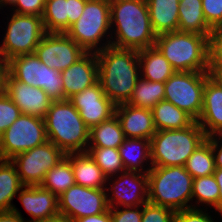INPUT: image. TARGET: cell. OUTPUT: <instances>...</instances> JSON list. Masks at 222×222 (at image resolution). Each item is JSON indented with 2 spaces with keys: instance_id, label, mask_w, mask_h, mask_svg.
<instances>
[{
  "instance_id": "1",
  "label": "cell",
  "mask_w": 222,
  "mask_h": 222,
  "mask_svg": "<svg viewBox=\"0 0 222 222\" xmlns=\"http://www.w3.org/2000/svg\"><path fill=\"white\" fill-rule=\"evenodd\" d=\"M96 56L98 82L104 94L116 106L128 103L140 77L138 50L109 46Z\"/></svg>"
},
{
  "instance_id": "2",
  "label": "cell",
  "mask_w": 222,
  "mask_h": 222,
  "mask_svg": "<svg viewBox=\"0 0 222 222\" xmlns=\"http://www.w3.org/2000/svg\"><path fill=\"white\" fill-rule=\"evenodd\" d=\"M114 26L116 41L111 46L119 49L141 50L155 46L154 33L146 0H110V25Z\"/></svg>"
},
{
  "instance_id": "3",
  "label": "cell",
  "mask_w": 222,
  "mask_h": 222,
  "mask_svg": "<svg viewBox=\"0 0 222 222\" xmlns=\"http://www.w3.org/2000/svg\"><path fill=\"white\" fill-rule=\"evenodd\" d=\"M43 119L48 140L65 154L87 151L90 129L69 99L52 101Z\"/></svg>"
},
{
  "instance_id": "4",
  "label": "cell",
  "mask_w": 222,
  "mask_h": 222,
  "mask_svg": "<svg viewBox=\"0 0 222 222\" xmlns=\"http://www.w3.org/2000/svg\"><path fill=\"white\" fill-rule=\"evenodd\" d=\"M148 176V202L174 211L198 208L192 201L193 177L184 166H152Z\"/></svg>"
},
{
  "instance_id": "5",
  "label": "cell",
  "mask_w": 222,
  "mask_h": 222,
  "mask_svg": "<svg viewBox=\"0 0 222 222\" xmlns=\"http://www.w3.org/2000/svg\"><path fill=\"white\" fill-rule=\"evenodd\" d=\"M210 37L177 30L157 35L155 47L176 71L208 72Z\"/></svg>"
},
{
  "instance_id": "6",
  "label": "cell",
  "mask_w": 222,
  "mask_h": 222,
  "mask_svg": "<svg viewBox=\"0 0 222 222\" xmlns=\"http://www.w3.org/2000/svg\"><path fill=\"white\" fill-rule=\"evenodd\" d=\"M207 139L195 121L184 129L159 130L150 140L151 166H184L189 156Z\"/></svg>"
},
{
  "instance_id": "7",
  "label": "cell",
  "mask_w": 222,
  "mask_h": 222,
  "mask_svg": "<svg viewBox=\"0 0 222 222\" xmlns=\"http://www.w3.org/2000/svg\"><path fill=\"white\" fill-rule=\"evenodd\" d=\"M109 29L110 0H87L80 18L65 33L86 52H98L111 46L108 40L98 47Z\"/></svg>"
},
{
  "instance_id": "8",
  "label": "cell",
  "mask_w": 222,
  "mask_h": 222,
  "mask_svg": "<svg viewBox=\"0 0 222 222\" xmlns=\"http://www.w3.org/2000/svg\"><path fill=\"white\" fill-rule=\"evenodd\" d=\"M8 74L17 81L43 89L53 100H64L61 72L47 67L35 53L8 60Z\"/></svg>"
},
{
  "instance_id": "9",
  "label": "cell",
  "mask_w": 222,
  "mask_h": 222,
  "mask_svg": "<svg viewBox=\"0 0 222 222\" xmlns=\"http://www.w3.org/2000/svg\"><path fill=\"white\" fill-rule=\"evenodd\" d=\"M207 72L176 71L165 82L164 100L186 111L196 121L201 115Z\"/></svg>"
},
{
  "instance_id": "10",
  "label": "cell",
  "mask_w": 222,
  "mask_h": 222,
  "mask_svg": "<svg viewBox=\"0 0 222 222\" xmlns=\"http://www.w3.org/2000/svg\"><path fill=\"white\" fill-rule=\"evenodd\" d=\"M45 34L42 17L13 12L0 51L7 60L32 54Z\"/></svg>"
},
{
  "instance_id": "11",
  "label": "cell",
  "mask_w": 222,
  "mask_h": 222,
  "mask_svg": "<svg viewBox=\"0 0 222 222\" xmlns=\"http://www.w3.org/2000/svg\"><path fill=\"white\" fill-rule=\"evenodd\" d=\"M48 141L44 119L21 114L0 136V159H12Z\"/></svg>"
},
{
  "instance_id": "12",
  "label": "cell",
  "mask_w": 222,
  "mask_h": 222,
  "mask_svg": "<svg viewBox=\"0 0 222 222\" xmlns=\"http://www.w3.org/2000/svg\"><path fill=\"white\" fill-rule=\"evenodd\" d=\"M66 154L49 140L10 159L16 166L21 183L40 185L45 174L56 166Z\"/></svg>"
},
{
  "instance_id": "13",
  "label": "cell",
  "mask_w": 222,
  "mask_h": 222,
  "mask_svg": "<svg viewBox=\"0 0 222 222\" xmlns=\"http://www.w3.org/2000/svg\"><path fill=\"white\" fill-rule=\"evenodd\" d=\"M106 189L86 188L75 184L58 197L59 214L71 221L106 212L109 207Z\"/></svg>"
},
{
  "instance_id": "14",
  "label": "cell",
  "mask_w": 222,
  "mask_h": 222,
  "mask_svg": "<svg viewBox=\"0 0 222 222\" xmlns=\"http://www.w3.org/2000/svg\"><path fill=\"white\" fill-rule=\"evenodd\" d=\"M34 53L47 67L62 72L86 51L66 33H46Z\"/></svg>"
},
{
  "instance_id": "15",
  "label": "cell",
  "mask_w": 222,
  "mask_h": 222,
  "mask_svg": "<svg viewBox=\"0 0 222 222\" xmlns=\"http://www.w3.org/2000/svg\"><path fill=\"white\" fill-rule=\"evenodd\" d=\"M69 100L89 129L115 115L116 105L104 94L99 82L75 94Z\"/></svg>"
},
{
  "instance_id": "16",
  "label": "cell",
  "mask_w": 222,
  "mask_h": 222,
  "mask_svg": "<svg viewBox=\"0 0 222 222\" xmlns=\"http://www.w3.org/2000/svg\"><path fill=\"white\" fill-rule=\"evenodd\" d=\"M110 187L113 197H107L109 208L143 206L148 202V176L140 172L124 171Z\"/></svg>"
},
{
  "instance_id": "17",
  "label": "cell",
  "mask_w": 222,
  "mask_h": 222,
  "mask_svg": "<svg viewBox=\"0 0 222 222\" xmlns=\"http://www.w3.org/2000/svg\"><path fill=\"white\" fill-rule=\"evenodd\" d=\"M3 91L19 107L22 114L40 118L45 117L53 101L43 89L17 81L9 74L6 76Z\"/></svg>"
},
{
  "instance_id": "18",
  "label": "cell",
  "mask_w": 222,
  "mask_h": 222,
  "mask_svg": "<svg viewBox=\"0 0 222 222\" xmlns=\"http://www.w3.org/2000/svg\"><path fill=\"white\" fill-rule=\"evenodd\" d=\"M64 100L98 82L96 52H86L80 59L61 72Z\"/></svg>"
},
{
  "instance_id": "19",
  "label": "cell",
  "mask_w": 222,
  "mask_h": 222,
  "mask_svg": "<svg viewBox=\"0 0 222 222\" xmlns=\"http://www.w3.org/2000/svg\"><path fill=\"white\" fill-rule=\"evenodd\" d=\"M87 0H46L42 15L46 33H65L83 13Z\"/></svg>"
},
{
  "instance_id": "20",
  "label": "cell",
  "mask_w": 222,
  "mask_h": 222,
  "mask_svg": "<svg viewBox=\"0 0 222 222\" xmlns=\"http://www.w3.org/2000/svg\"><path fill=\"white\" fill-rule=\"evenodd\" d=\"M197 122L207 137L222 131V80L219 77L209 75L206 79L201 115Z\"/></svg>"
},
{
  "instance_id": "21",
  "label": "cell",
  "mask_w": 222,
  "mask_h": 222,
  "mask_svg": "<svg viewBox=\"0 0 222 222\" xmlns=\"http://www.w3.org/2000/svg\"><path fill=\"white\" fill-rule=\"evenodd\" d=\"M125 138L149 139L156 133L150 109L134 107L130 104L117 105L115 108Z\"/></svg>"
},
{
  "instance_id": "22",
  "label": "cell",
  "mask_w": 222,
  "mask_h": 222,
  "mask_svg": "<svg viewBox=\"0 0 222 222\" xmlns=\"http://www.w3.org/2000/svg\"><path fill=\"white\" fill-rule=\"evenodd\" d=\"M18 196L25 210L32 216V220L26 222L41 221L59 215L58 197L40 185H25Z\"/></svg>"
},
{
  "instance_id": "23",
  "label": "cell",
  "mask_w": 222,
  "mask_h": 222,
  "mask_svg": "<svg viewBox=\"0 0 222 222\" xmlns=\"http://www.w3.org/2000/svg\"><path fill=\"white\" fill-rule=\"evenodd\" d=\"M65 157L71 162L77 185L109 191L105 184L109 180L87 152L68 153Z\"/></svg>"
},
{
  "instance_id": "24",
  "label": "cell",
  "mask_w": 222,
  "mask_h": 222,
  "mask_svg": "<svg viewBox=\"0 0 222 222\" xmlns=\"http://www.w3.org/2000/svg\"><path fill=\"white\" fill-rule=\"evenodd\" d=\"M152 29L156 35L178 30L180 0H146Z\"/></svg>"
},
{
  "instance_id": "25",
  "label": "cell",
  "mask_w": 222,
  "mask_h": 222,
  "mask_svg": "<svg viewBox=\"0 0 222 222\" xmlns=\"http://www.w3.org/2000/svg\"><path fill=\"white\" fill-rule=\"evenodd\" d=\"M138 57L140 75L146 80L165 83L176 72L155 46L138 50Z\"/></svg>"
},
{
  "instance_id": "26",
  "label": "cell",
  "mask_w": 222,
  "mask_h": 222,
  "mask_svg": "<svg viewBox=\"0 0 222 222\" xmlns=\"http://www.w3.org/2000/svg\"><path fill=\"white\" fill-rule=\"evenodd\" d=\"M178 30L211 36L215 31L207 24L202 0H180Z\"/></svg>"
},
{
  "instance_id": "27",
  "label": "cell",
  "mask_w": 222,
  "mask_h": 222,
  "mask_svg": "<svg viewBox=\"0 0 222 222\" xmlns=\"http://www.w3.org/2000/svg\"><path fill=\"white\" fill-rule=\"evenodd\" d=\"M118 151L125 171L143 172V174L149 172L151 165L147 170L143 169V162L151 159L149 139L125 138L123 143L118 147Z\"/></svg>"
},
{
  "instance_id": "28",
  "label": "cell",
  "mask_w": 222,
  "mask_h": 222,
  "mask_svg": "<svg viewBox=\"0 0 222 222\" xmlns=\"http://www.w3.org/2000/svg\"><path fill=\"white\" fill-rule=\"evenodd\" d=\"M151 111L156 131L184 129L196 121L186 111L166 100H161Z\"/></svg>"
},
{
  "instance_id": "29",
  "label": "cell",
  "mask_w": 222,
  "mask_h": 222,
  "mask_svg": "<svg viewBox=\"0 0 222 222\" xmlns=\"http://www.w3.org/2000/svg\"><path fill=\"white\" fill-rule=\"evenodd\" d=\"M125 136L116 115L93 126L89 132L88 147L115 148L123 143Z\"/></svg>"
},
{
  "instance_id": "30",
  "label": "cell",
  "mask_w": 222,
  "mask_h": 222,
  "mask_svg": "<svg viewBox=\"0 0 222 222\" xmlns=\"http://www.w3.org/2000/svg\"><path fill=\"white\" fill-rule=\"evenodd\" d=\"M23 186L14 163L0 159V212L12 210L11 201Z\"/></svg>"
},
{
  "instance_id": "31",
  "label": "cell",
  "mask_w": 222,
  "mask_h": 222,
  "mask_svg": "<svg viewBox=\"0 0 222 222\" xmlns=\"http://www.w3.org/2000/svg\"><path fill=\"white\" fill-rule=\"evenodd\" d=\"M164 90L165 83L149 81L140 76L127 104L151 110L157 103L164 100Z\"/></svg>"
},
{
  "instance_id": "32",
  "label": "cell",
  "mask_w": 222,
  "mask_h": 222,
  "mask_svg": "<svg viewBox=\"0 0 222 222\" xmlns=\"http://www.w3.org/2000/svg\"><path fill=\"white\" fill-rule=\"evenodd\" d=\"M75 184L71 162L65 157L45 174L40 186L59 197Z\"/></svg>"
},
{
  "instance_id": "33",
  "label": "cell",
  "mask_w": 222,
  "mask_h": 222,
  "mask_svg": "<svg viewBox=\"0 0 222 222\" xmlns=\"http://www.w3.org/2000/svg\"><path fill=\"white\" fill-rule=\"evenodd\" d=\"M185 169L193 178L213 175L216 170L211 144L206 140L187 159Z\"/></svg>"
},
{
  "instance_id": "34",
  "label": "cell",
  "mask_w": 222,
  "mask_h": 222,
  "mask_svg": "<svg viewBox=\"0 0 222 222\" xmlns=\"http://www.w3.org/2000/svg\"><path fill=\"white\" fill-rule=\"evenodd\" d=\"M93 161L101 168L107 179L125 171L120 153L115 148L88 147L86 151Z\"/></svg>"
},
{
  "instance_id": "35",
  "label": "cell",
  "mask_w": 222,
  "mask_h": 222,
  "mask_svg": "<svg viewBox=\"0 0 222 222\" xmlns=\"http://www.w3.org/2000/svg\"><path fill=\"white\" fill-rule=\"evenodd\" d=\"M194 198L198 204L201 202L219 211V186L214 175L193 178L192 200Z\"/></svg>"
},
{
  "instance_id": "36",
  "label": "cell",
  "mask_w": 222,
  "mask_h": 222,
  "mask_svg": "<svg viewBox=\"0 0 222 222\" xmlns=\"http://www.w3.org/2000/svg\"><path fill=\"white\" fill-rule=\"evenodd\" d=\"M207 73L213 77L222 74V29L215 31L209 38Z\"/></svg>"
},
{
  "instance_id": "37",
  "label": "cell",
  "mask_w": 222,
  "mask_h": 222,
  "mask_svg": "<svg viewBox=\"0 0 222 222\" xmlns=\"http://www.w3.org/2000/svg\"><path fill=\"white\" fill-rule=\"evenodd\" d=\"M19 107L4 92H0V136L21 115Z\"/></svg>"
},
{
  "instance_id": "38",
  "label": "cell",
  "mask_w": 222,
  "mask_h": 222,
  "mask_svg": "<svg viewBox=\"0 0 222 222\" xmlns=\"http://www.w3.org/2000/svg\"><path fill=\"white\" fill-rule=\"evenodd\" d=\"M173 209L147 202L143 205L141 222H174Z\"/></svg>"
},
{
  "instance_id": "39",
  "label": "cell",
  "mask_w": 222,
  "mask_h": 222,
  "mask_svg": "<svg viewBox=\"0 0 222 222\" xmlns=\"http://www.w3.org/2000/svg\"><path fill=\"white\" fill-rule=\"evenodd\" d=\"M202 9L207 24L214 30L222 29V0H202Z\"/></svg>"
},
{
  "instance_id": "40",
  "label": "cell",
  "mask_w": 222,
  "mask_h": 222,
  "mask_svg": "<svg viewBox=\"0 0 222 222\" xmlns=\"http://www.w3.org/2000/svg\"><path fill=\"white\" fill-rule=\"evenodd\" d=\"M117 208H110L112 222H141L143 206L124 207L125 209L118 210ZM142 208V210H139Z\"/></svg>"
},
{
  "instance_id": "41",
  "label": "cell",
  "mask_w": 222,
  "mask_h": 222,
  "mask_svg": "<svg viewBox=\"0 0 222 222\" xmlns=\"http://www.w3.org/2000/svg\"><path fill=\"white\" fill-rule=\"evenodd\" d=\"M46 0H16L14 13L42 17Z\"/></svg>"
},
{
  "instance_id": "42",
  "label": "cell",
  "mask_w": 222,
  "mask_h": 222,
  "mask_svg": "<svg viewBox=\"0 0 222 222\" xmlns=\"http://www.w3.org/2000/svg\"><path fill=\"white\" fill-rule=\"evenodd\" d=\"M174 222H214L208 213L199 208L177 210L174 215Z\"/></svg>"
},
{
  "instance_id": "43",
  "label": "cell",
  "mask_w": 222,
  "mask_h": 222,
  "mask_svg": "<svg viewBox=\"0 0 222 222\" xmlns=\"http://www.w3.org/2000/svg\"><path fill=\"white\" fill-rule=\"evenodd\" d=\"M219 138H220L219 135H212V136H208L206 140L211 144L216 168L222 169V143L221 145H219V142H220L218 141L220 140Z\"/></svg>"
},
{
  "instance_id": "44",
  "label": "cell",
  "mask_w": 222,
  "mask_h": 222,
  "mask_svg": "<svg viewBox=\"0 0 222 222\" xmlns=\"http://www.w3.org/2000/svg\"><path fill=\"white\" fill-rule=\"evenodd\" d=\"M20 213L15 206L11 211H1L0 222H26Z\"/></svg>"
},
{
  "instance_id": "45",
  "label": "cell",
  "mask_w": 222,
  "mask_h": 222,
  "mask_svg": "<svg viewBox=\"0 0 222 222\" xmlns=\"http://www.w3.org/2000/svg\"><path fill=\"white\" fill-rule=\"evenodd\" d=\"M72 222H112L110 208L104 213L93 215V216H86L83 218H78V219L72 220Z\"/></svg>"
},
{
  "instance_id": "46",
  "label": "cell",
  "mask_w": 222,
  "mask_h": 222,
  "mask_svg": "<svg viewBox=\"0 0 222 222\" xmlns=\"http://www.w3.org/2000/svg\"><path fill=\"white\" fill-rule=\"evenodd\" d=\"M7 74H8V60L4 57L3 53L0 51V89L2 91L4 90Z\"/></svg>"
},
{
  "instance_id": "47",
  "label": "cell",
  "mask_w": 222,
  "mask_h": 222,
  "mask_svg": "<svg viewBox=\"0 0 222 222\" xmlns=\"http://www.w3.org/2000/svg\"><path fill=\"white\" fill-rule=\"evenodd\" d=\"M213 175L219 186V213H220L222 211V169L216 168Z\"/></svg>"
},
{
  "instance_id": "48",
  "label": "cell",
  "mask_w": 222,
  "mask_h": 222,
  "mask_svg": "<svg viewBox=\"0 0 222 222\" xmlns=\"http://www.w3.org/2000/svg\"><path fill=\"white\" fill-rule=\"evenodd\" d=\"M36 222H72L69 218L63 215H57L53 218L41 220V221H36Z\"/></svg>"
},
{
  "instance_id": "49",
  "label": "cell",
  "mask_w": 222,
  "mask_h": 222,
  "mask_svg": "<svg viewBox=\"0 0 222 222\" xmlns=\"http://www.w3.org/2000/svg\"><path fill=\"white\" fill-rule=\"evenodd\" d=\"M16 0H0V7L8 5H12L15 3ZM1 9V8H0Z\"/></svg>"
},
{
  "instance_id": "50",
  "label": "cell",
  "mask_w": 222,
  "mask_h": 222,
  "mask_svg": "<svg viewBox=\"0 0 222 222\" xmlns=\"http://www.w3.org/2000/svg\"><path fill=\"white\" fill-rule=\"evenodd\" d=\"M220 136L221 142H222V131L218 134Z\"/></svg>"
}]
</instances>
